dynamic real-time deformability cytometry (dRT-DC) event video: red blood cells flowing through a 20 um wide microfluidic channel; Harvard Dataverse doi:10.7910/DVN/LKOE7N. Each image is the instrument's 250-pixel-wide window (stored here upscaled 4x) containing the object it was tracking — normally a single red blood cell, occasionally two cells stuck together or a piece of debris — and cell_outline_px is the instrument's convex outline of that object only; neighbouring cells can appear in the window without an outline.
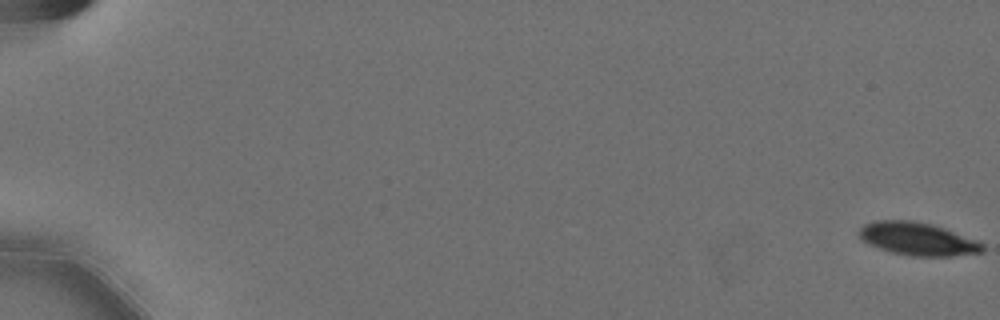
{"species": "Egyptian fruit bat (a non-hibernating species)", "species_latin": "Rousettus aegyptiacus", "temperature_condition": "cold", "stored_images_in_passage": 15, "camera_frame_rate_fps": 3000, "um_per_image_px": 0.085, "animal": {"sex": "female"}, "frame": {"image": 1, "passage_image": 1, "time_ms": 0.0, "image_size_px": [1000, 320], "cell_outline_px": [[984, 252], [952, 256], [912, 256], [892, 252], [868, 244], [860, 240], [860, 228], [864, 224], [876, 220], [912, 220], [932, 224], [944, 228], [976, 240], [984, 244]], "centroid_in_image_um": [78.0, 20.3], "position_along_channel_um": 7.0, "area_um2": 23.64}}